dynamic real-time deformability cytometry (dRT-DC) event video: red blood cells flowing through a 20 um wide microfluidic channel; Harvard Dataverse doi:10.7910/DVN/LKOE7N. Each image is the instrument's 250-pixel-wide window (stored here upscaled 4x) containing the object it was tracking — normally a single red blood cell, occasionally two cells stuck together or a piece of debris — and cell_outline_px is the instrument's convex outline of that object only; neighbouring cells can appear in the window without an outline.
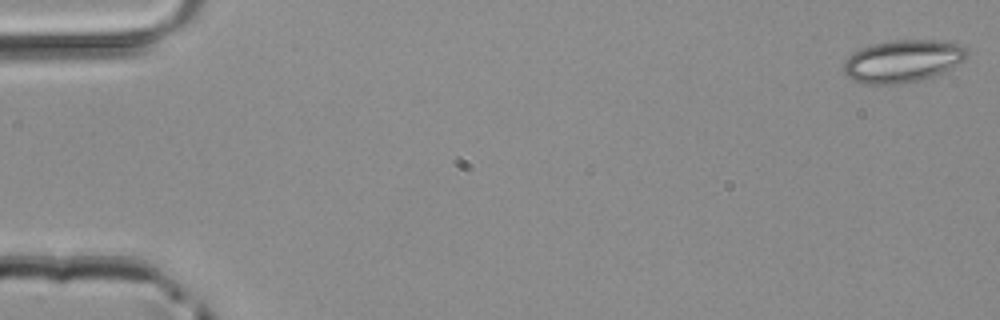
{"species": "common noctule bat (a hibernating species)", "species_latin": "Nyctalus noctula", "temperature_condition": "room temperature", "stored_images_in_passage": 49, "camera_frame_rate_fps": 3000, "um_per_image_px": 0.085, "animal": {"sex": "male", "body_mass_g": 20.4}, "frame": {"image": 1, "passage_image": 1, "time_ms": 0.0, "image_size_px": [1000, 320], "cell_outline_px": [[972, 52], [964, 60], [932, 76], [920, 80], [900, 84], [864, 84], [852, 80], [844, 72], [844, 64], [848, 56], [852, 52], [860, 48], [892, 40], [936, 40], [960, 44], [968, 48]], "centroid_in_image_um": [76.74, 5.18], "position_along_channel_um": 8.3, "area_um2": 30.46}}
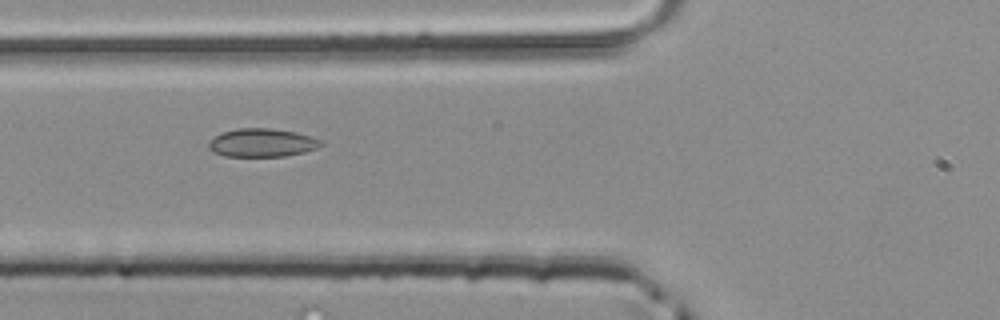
{"frame": {"image": 2, "passage_image": 19, "time_ms": 6.0, "image_size_px": [1000, 320], "cell_outline_px": [[324, 144], [316, 148], [304, 152], [284, 156], [224, 156], [212, 152], [208, 148], [208, 140], [224, 132], [236, 128], [272, 128], [296, 132], [324, 140]], "centroid_in_image_um": [22.27, 12.13], "position_along_channel_um": 103.5, "area_um2": 18.67}}
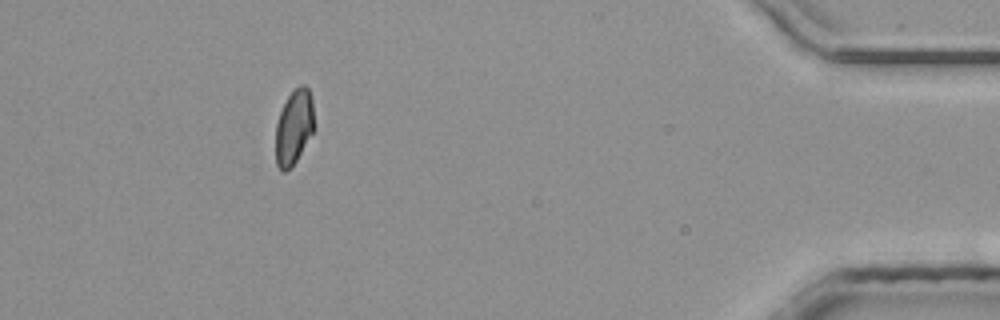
{"frame": {"image": 3, "passage_image": 45, "time_ms": 14.667, "image_size_px": [1000, 320], "cell_outline_px": [[312, 132], [292, 168], [284, 172], [276, 164], [276, 124], [280, 112], [288, 96], [300, 84], [304, 84], [308, 88], [312, 100]], "centroid_in_image_um": [24.96, 10.82], "position_along_channel_um": 410.2, "area_um2": 16.36}}